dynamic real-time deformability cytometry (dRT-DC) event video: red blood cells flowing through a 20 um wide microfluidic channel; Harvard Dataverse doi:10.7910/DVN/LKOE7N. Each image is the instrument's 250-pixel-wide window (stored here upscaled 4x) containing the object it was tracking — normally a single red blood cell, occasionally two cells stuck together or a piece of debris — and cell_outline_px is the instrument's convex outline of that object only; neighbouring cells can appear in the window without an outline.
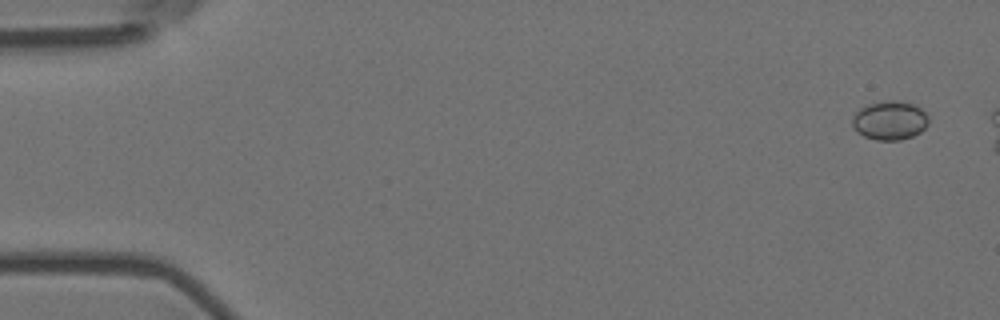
{"species": "Egyptian fruit bat (a non-hibernating species)", "species_latin": "Rousettus aegyptiacus", "temperature_condition": "room temperature", "stored_images_in_passage": 7, "camera_frame_rate_fps": 3000, "um_per_image_px": 0.085, "animal": {"sex": "female"}, "frame": {"image": 1, "passage_image": 1, "time_ms": 0.0, "image_size_px": [1000, 320], "cell_outline_px": [[928, 124], [920, 132], [912, 136], [900, 140], [876, 140], [864, 136], [856, 132], [852, 124], [852, 120], [856, 112], [860, 108], [868, 104], [884, 100], [896, 100], [916, 104], [928, 116]], "centroid_in_image_um": [75.63, 10.23], "position_along_channel_um": 9.4, "area_um2": 17.4}}